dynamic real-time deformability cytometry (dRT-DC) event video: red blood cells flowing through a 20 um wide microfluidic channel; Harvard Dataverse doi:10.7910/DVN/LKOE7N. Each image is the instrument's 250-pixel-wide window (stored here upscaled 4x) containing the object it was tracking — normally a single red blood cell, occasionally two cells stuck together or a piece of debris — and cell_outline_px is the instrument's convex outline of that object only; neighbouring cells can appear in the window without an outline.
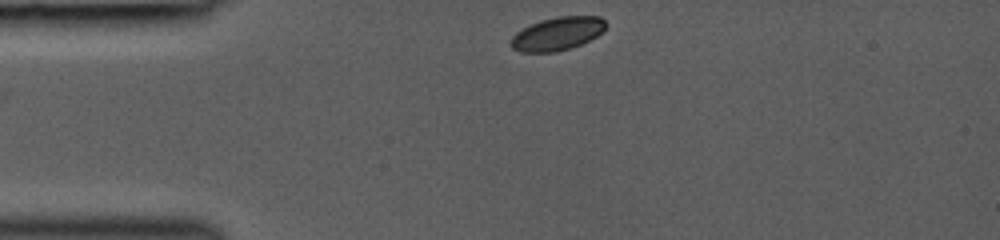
{"species": "common noctule bat (a hibernating species)", "species_latin": "Nyctalus noctula", "temperature_condition": "room temperature", "stored_images_in_passage": 12, "camera_frame_rate_fps": 3000, "um_per_image_px": 0.085, "animal": {"sex": "female", "body_mass_g": 19.0, "forearm_length_mm": 53.3}, "frame": {"image": 1, "passage_image": 1, "time_ms": 0.0, "image_size_px": [1000, 240], "cell_outline_px": [[608, 24], [604, 32], [580, 44], [556, 52], [520, 52], [512, 48], [512, 36], [516, 32], [528, 24], [540, 20], [556, 16], [600, 16]], "centroid_in_image_um": [47.39, 2.84], "position_along_channel_um": 37.6, "area_um2": 18.5}}
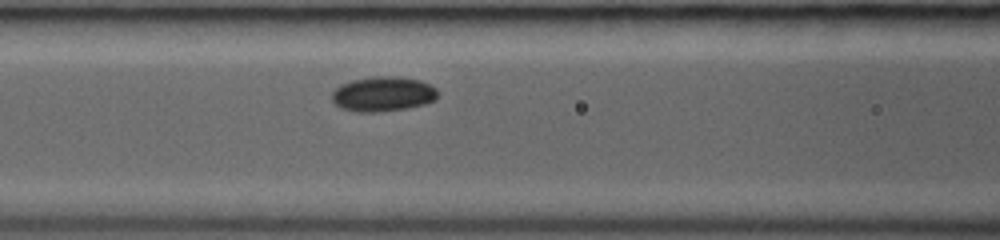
{"frame": {"image": 2, "passage_image": 6, "time_ms": 3.0, "image_size_px": [1000, 240], "cell_outline_px": [[436, 100], [424, 104], [408, 108], [376, 112], [356, 112], [340, 108], [332, 100], [332, 92], [340, 84], [352, 80], [372, 76], [392, 76], [420, 80], [436, 88]], "centroid_in_image_um": [32.52, 7.99], "position_along_channel_um": 134.1, "area_um2": 21.5}}
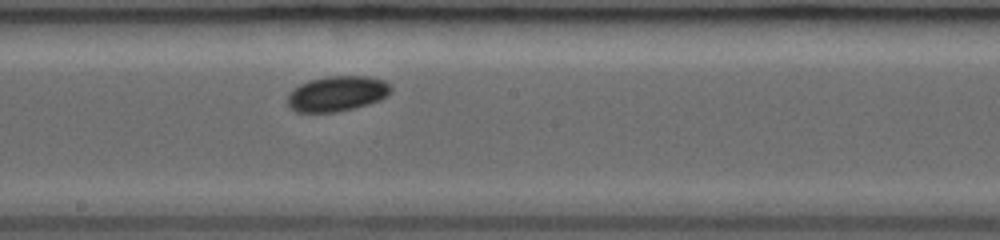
{"frame": {"image": 3, "passage_image": 12, "time_ms": 5.0, "image_size_px": [1000, 240], "cell_outline_px": [[392, 92], [380, 100], [368, 104], [336, 112], [296, 112], [288, 104], [288, 92], [300, 84], [308, 80], [332, 76], [368, 76], [384, 80], [392, 88]], "centroid_in_image_um": [28.66, 7.95], "position_along_channel_um": 219.5, "area_um2": 21.21}}